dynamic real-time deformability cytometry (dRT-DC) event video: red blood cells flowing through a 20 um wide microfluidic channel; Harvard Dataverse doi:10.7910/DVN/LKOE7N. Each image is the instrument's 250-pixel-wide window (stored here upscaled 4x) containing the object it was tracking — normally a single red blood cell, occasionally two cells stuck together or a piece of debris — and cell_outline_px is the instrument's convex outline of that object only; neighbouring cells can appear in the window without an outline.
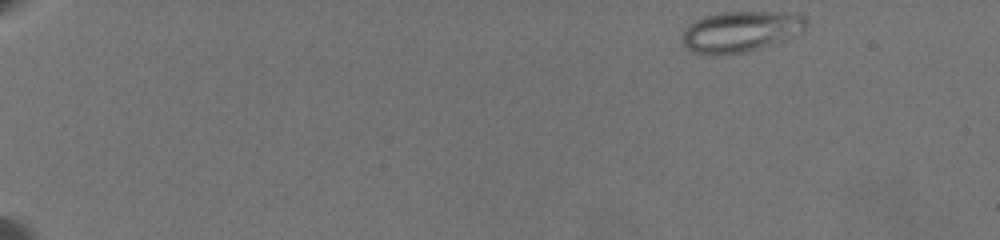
{"species": "common noctule bat (a hibernating species)", "species_latin": "Nyctalus noctula", "temperature_condition": "warm", "stored_images_in_passage": 67, "camera_frame_rate_fps": 3000, "um_per_image_px": 0.085, "animal": {"sex": "female", "body_mass_g": 19.5, "forearm_length_mm": 54.1}, "frame": {"image": 1, "passage_image": 1, "time_ms": 0.0, "image_size_px": [1000, 240], "cell_outline_px": [[808, 24], [804, 32], [760, 48], [744, 52], [708, 56], [692, 52], [684, 44], [684, 32], [696, 20], [704, 16], [720, 12], [780, 12], [804, 16], [808, 20]], "centroid_in_image_um": [62.99, 2.68], "position_along_channel_um": 22.0, "area_um2": 29.3}}
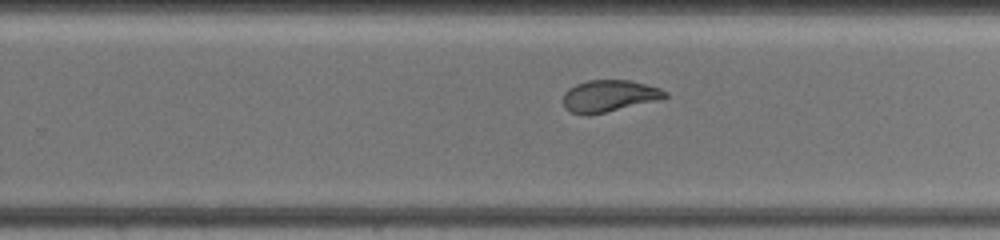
{"frame": {"image": 2, "passage_image": 43, "time_ms": 11.667, "image_size_px": [1000, 240], "cell_outline_px": [[668, 96], [664, 100], [588, 116], [572, 112], [564, 108], [564, 92], [568, 88], [576, 84], [588, 80], [632, 80], [660, 88], [668, 92]], "centroid_in_image_um": [51.83, 8.16], "position_along_channel_um": 278.0, "area_um2": 19.36}}
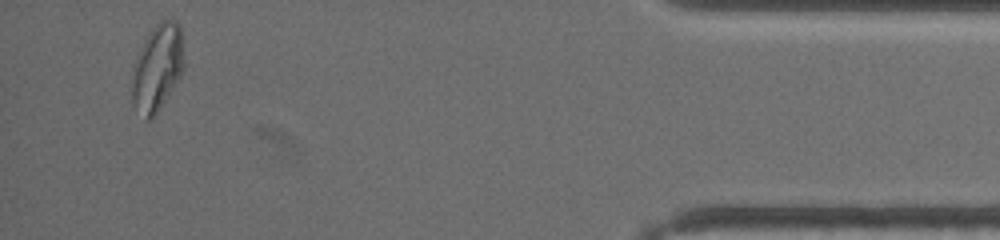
{"frame": {"image": 3, "passage_image": 64, "time_ms": 17.333, "image_size_px": [1000, 240], "cell_outline_px": [[184, 68], [180, 76], [156, 112], [148, 120], [144, 120], [132, 108], [132, 84], [136, 60], [140, 48], [144, 40], [152, 28], [160, 20], [176, 20], [180, 24], [184, 60]], "centroid_in_image_um": [13.37, 5.74], "position_along_channel_um": 421.8, "area_um2": 26.01}, "authors_computed_cell_mechanics": {"area_um2": 22.6576, "velocity_mm_per_s": 3.5235, "shape_relaxation_time_tau1_ms": null, "shape_relaxation_time_tau2_ms": 1.037, "deformation_change_tau1": null, "deformation_change_tau2": 0.0724}}